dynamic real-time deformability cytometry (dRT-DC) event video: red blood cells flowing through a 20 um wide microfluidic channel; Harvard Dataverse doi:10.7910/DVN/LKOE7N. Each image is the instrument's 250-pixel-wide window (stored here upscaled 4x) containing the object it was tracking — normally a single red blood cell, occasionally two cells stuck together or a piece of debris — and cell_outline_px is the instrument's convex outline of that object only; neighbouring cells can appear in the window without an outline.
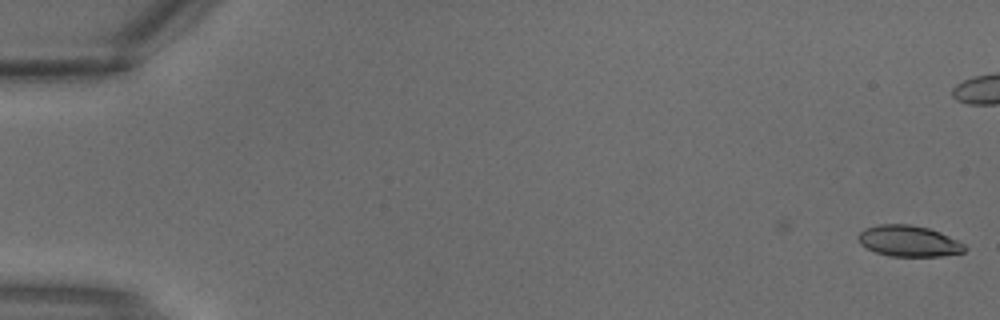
{"species": "common noctule bat (a hibernating species)", "species_latin": "Nyctalus noctula", "temperature_condition": "warm", "stored_images_in_passage": 4, "camera_frame_rate_fps": 3000, "um_per_image_px": 0.085, "animal": {"sex": "male", "body_mass_g": 18.8}, "frame": {"image": 1, "passage_image": 1, "time_ms": 0.0, "image_size_px": [1000, 320], "cell_outline_px": [[968, 248], [964, 252], [940, 256], [888, 256], [876, 252], [860, 244], [856, 236], [864, 228], [880, 224], [908, 224], [928, 228], [940, 232], [964, 244]], "centroid_in_image_um": [77.22, 20.49], "position_along_channel_um": 7.8, "area_um2": 19.25}}
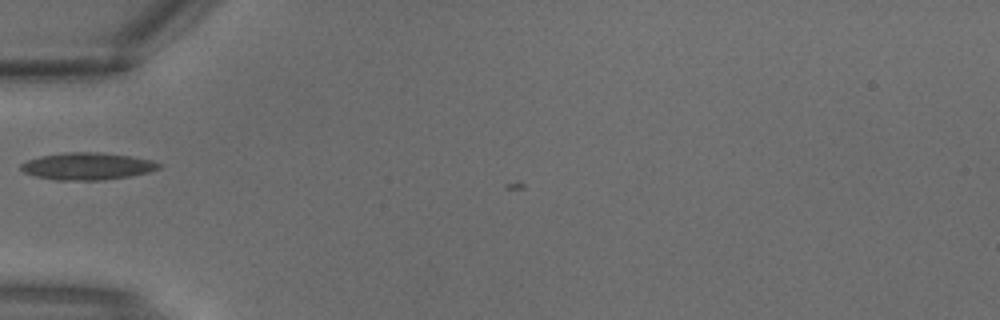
{"frame": {"image": 2, "passage_image": 4, "time_ms": 1.0, "image_size_px": [1000, 320], "cell_outline_px": [[160, 168], [148, 172], [128, 176], [104, 180], [56, 180], [36, 176], [24, 172], [20, 168], [20, 164], [28, 160], [40, 156], [64, 152], [100, 152], [128, 156], [152, 160], [160, 164]], "centroid_in_image_um": [7.4, 14.12], "position_along_channel_um": 77.6, "area_um2": 21.68}}